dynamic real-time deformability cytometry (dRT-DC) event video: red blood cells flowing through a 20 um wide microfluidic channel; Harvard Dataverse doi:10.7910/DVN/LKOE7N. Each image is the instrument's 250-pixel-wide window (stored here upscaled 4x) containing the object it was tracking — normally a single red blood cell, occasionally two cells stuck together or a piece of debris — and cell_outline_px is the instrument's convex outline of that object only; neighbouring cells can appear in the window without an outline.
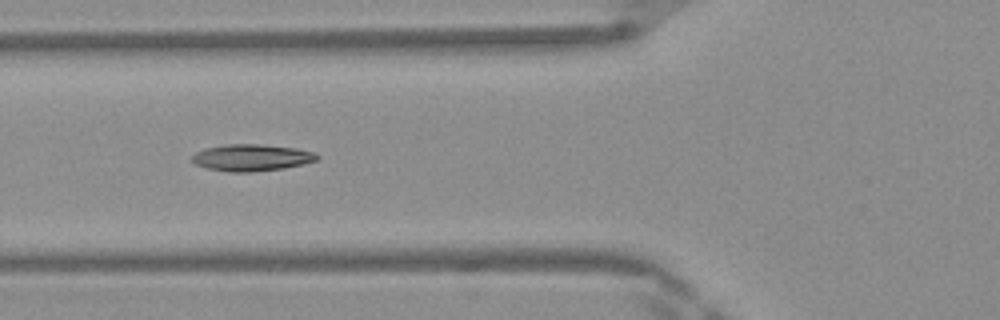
{"species": "Egyptian fruit bat (a non-hibernating species)", "species_latin": "Rousettus aegyptiacus", "temperature_condition": "warm", "stored_images_in_passage": 22, "camera_frame_rate_fps": 3000, "um_per_image_px": 0.085, "frame": {"image": 1, "passage_image": 5, "time_ms": 1.333, "image_size_px": [1000, 320], "cell_outline_px": [[320, 156], [316, 160], [304, 164], [284, 168], [252, 172], [228, 172], [208, 168], [196, 164], [192, 160], [192, 156], [196, 152], [204, 148], [224, 144], [260, 144], [296, 148], [312, 152]], "centroid_in_image_um": [21.37, 13.39], "position_along_channel_um": 104.4, "area_um2": 19.48}}
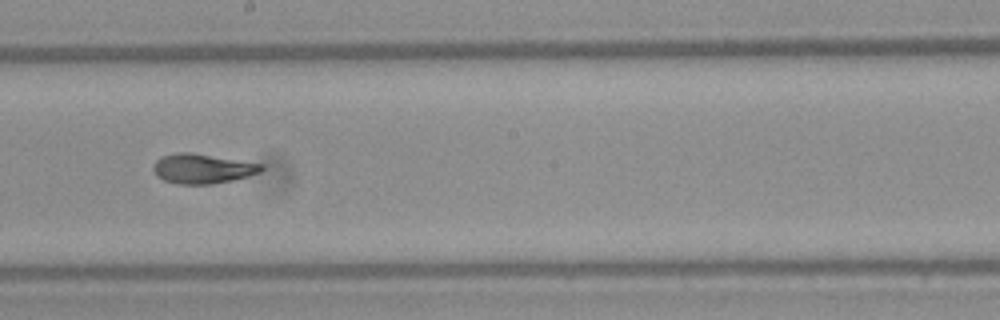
{"frame": {"image": 2, "passage_image": 14, "time_ms": 4.333, "image_size_px": [1000, 320], "cell_outline_px": [[264, 168], [260, 172], [248, 176], [232, 180], [212, 184], [176, 184], [164, 180], [156, 176], [152, 168], [156, 160], [164, 156], [176, 152], [188, 152], [264, 164]], "centroid_in_image_um": [17.2, 14.34], "position_along_channel_um": 231.0, "area_um2": 18.61}}
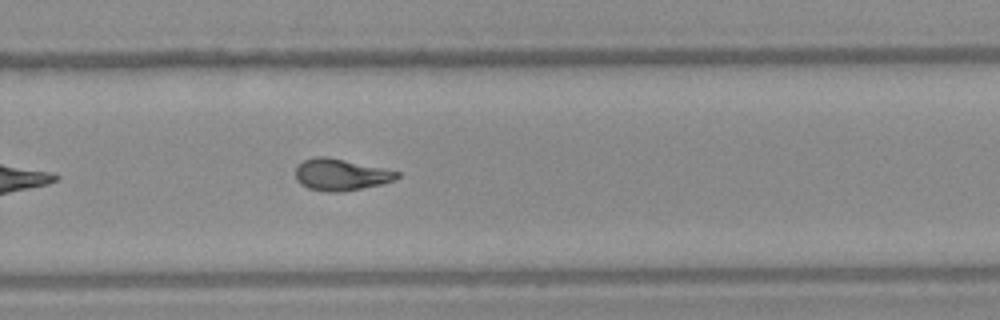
{"frame": {"image": 3, "passage_image": 19, "time_ms": 6.0, "image_size_px": [1000, 320], "cell_outline_px": [[400, 176], [392, 180], [380, 184], [340, 192], [328, 192], [308, 188], [300, 184], [296, 180], [296, 168], [304, 160], [316, 156], [328, 156], [400, 172]], "centroid_in_image_um": [28.93, 14.84], "position_along_channel_um": 300.9, "area_um2": 18.5}}